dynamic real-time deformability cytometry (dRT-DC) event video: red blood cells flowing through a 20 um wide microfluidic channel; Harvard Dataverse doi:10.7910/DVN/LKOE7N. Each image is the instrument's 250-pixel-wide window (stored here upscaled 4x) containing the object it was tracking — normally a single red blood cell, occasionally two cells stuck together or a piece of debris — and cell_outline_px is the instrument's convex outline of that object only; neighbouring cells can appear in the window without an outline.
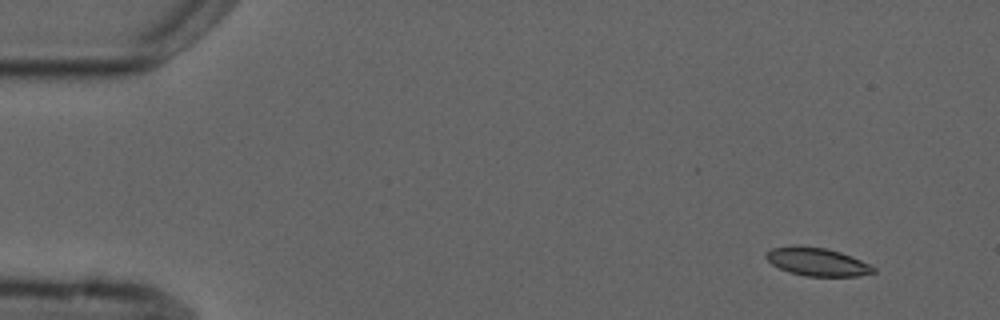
{"species": "common noctule bat (a hibernating species)", "species_latin": "Nyctalus noctula", "temperature_condition": "cold", "stored_images_in_passage": 11, "segment_of_instrument_passage": [1, 2], "camera_frame_rate_fps": 3000, "um_per_image_px": 0.085, "animal": {"sex": "male", "forearm_length_mm": 52.5}, "frame": {"image": 1, "passage_image": 1, "time_ms": 0.0, "image_size_px": [1000, 320], "cell_outline_px": [[876, 272], [860, 276], [804, 276], [788, 272], [772, 264], [764, 256], [764, 252], [772, 248], [792, 244], [824, 248], [840, 252], [860, 260], [876, 268]], "centroid_in_image_um": [69.41, 22.24], "position_along_channel_um": 15.6, "area_um2": 17.74}}
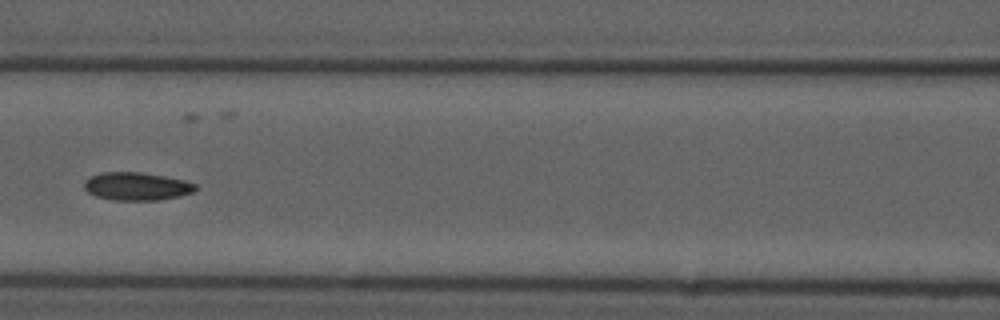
{"frame": {"image": 2, "passage_image": 6, "time_ms": 6.667, "image_size_px": [1000, 320], "cell_outline_px": [[200, 188], [192, 192], [180, 196], [156, 200], [112, 200], [96, 196], [88, 192], [84, 188], [84, 180], [88, 176], [100, 172], [140, 172], [164, 176], [184, 180], [196, 184]], "centroid_in_image_um": [11.6, 15.83], "position_along_channel_um": 155.0, "area_um2": 18.32}}
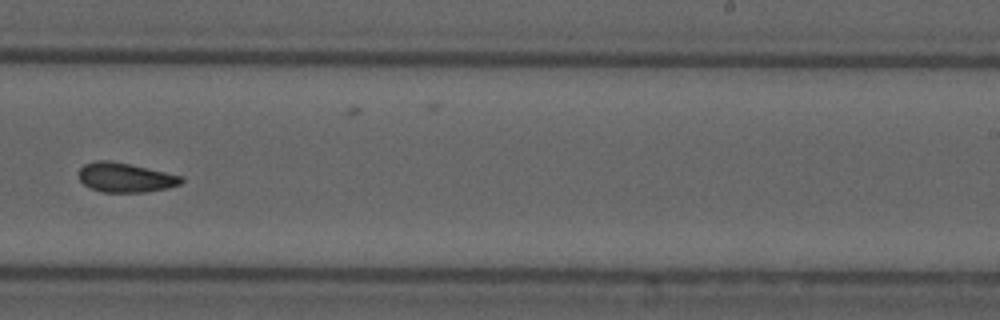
{"frame": {"image": 3, "passage_image": 9, "time_ms": 10.0, "image_size_px": [1000, 320], "cell_outline_px": [[184, 180], [180, 184], [168, 188], [148, 192], [100, 192], [84, 184], [80, 180], [80, 168], [84, 164], [96, 160], [108, 160], [128, 164], [184, 176]], "centroid_in_image_um": [10.68, 15.09], "position_along_channel_um": 278.3, "area_um2": 17.51}}